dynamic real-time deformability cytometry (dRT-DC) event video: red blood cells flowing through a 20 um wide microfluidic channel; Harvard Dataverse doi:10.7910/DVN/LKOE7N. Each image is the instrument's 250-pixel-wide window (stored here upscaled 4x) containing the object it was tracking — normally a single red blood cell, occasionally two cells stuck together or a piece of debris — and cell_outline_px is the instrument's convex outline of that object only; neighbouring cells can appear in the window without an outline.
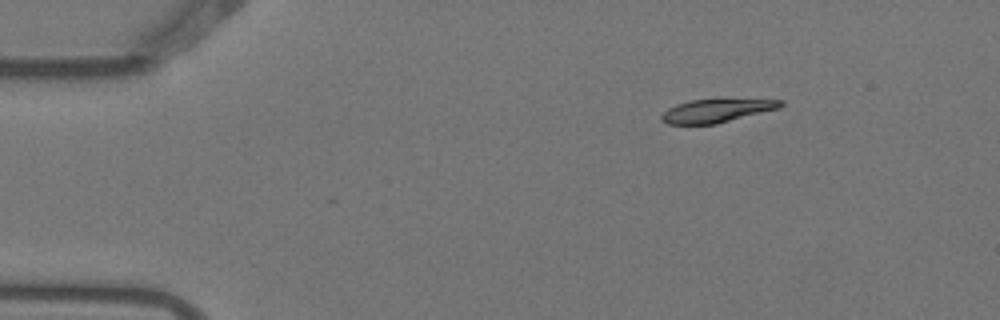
{"species": "Egyptian fruit bat (a non-hibernating species)", "species_latin": "Rousettus aegyptiacus", "temperature_condition": "warm", "stored_images_in_passage": 3, "camera_frame_rate_fps": 3000, "um_per_image_px": 0.085, "animal": {"sex": "female"}, "frame": {"image": 1, "passage_image": 1, "time_ms": 0.0, "image_size_px": [1000, 320], "cell_outline_px": [[784, 104], [780, 108], [716, 124], [668, 124], [660, 120], [660, 116], [668, 108], [676, 104], [692, 100], [784, 100]], "centroid_in_image_um": [60.87, 9.42], "position_along_channel_um": 24.1, "area_um2": 15.9}}